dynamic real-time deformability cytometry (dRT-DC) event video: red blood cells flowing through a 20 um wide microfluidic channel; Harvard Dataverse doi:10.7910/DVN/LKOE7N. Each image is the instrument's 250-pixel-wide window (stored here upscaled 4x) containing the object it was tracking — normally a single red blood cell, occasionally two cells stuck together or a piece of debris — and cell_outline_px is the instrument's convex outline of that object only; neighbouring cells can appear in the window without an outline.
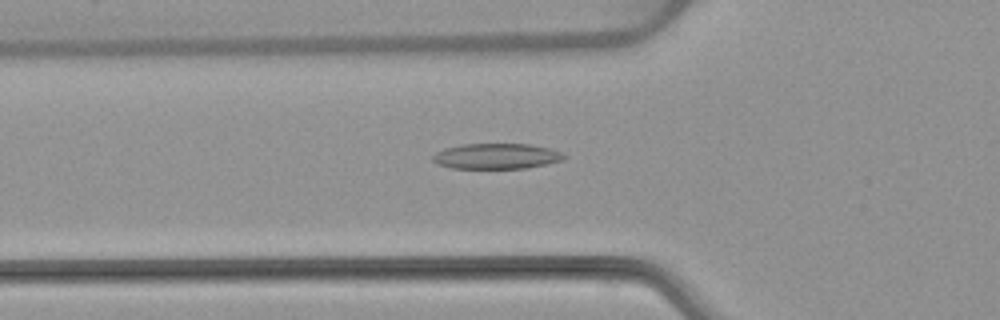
{"species": "common noctule bat (a hibernating species)", "species_latin": "Nyctalus noctula", "temperature_condition": "warm", "stored_images_in_passage": 53, "camera_frame_rate_fps": 3000, "um_per_image_px": 0.085, "animal": {"sex": "female", "body_mass_g": 22.7, "forearm_length_mm": 54.2}, "frame": {"image": 1, "passage_image": 19, "time_ms": 6.0, "image_size_px": [1000, 320], "cell_outline_px": [[568, 156], [564, 160], [528, 168], [452, 168], [436, 164], [432, 160], [432, 156], [436, 152], [444, 148], [464, 144], [528, 144], [548, 148], [560, 152]], "centroid_in_image_um": [42.19, 13.28], "position_along_channel_um": 83.6, "area_um2": 19.54}}
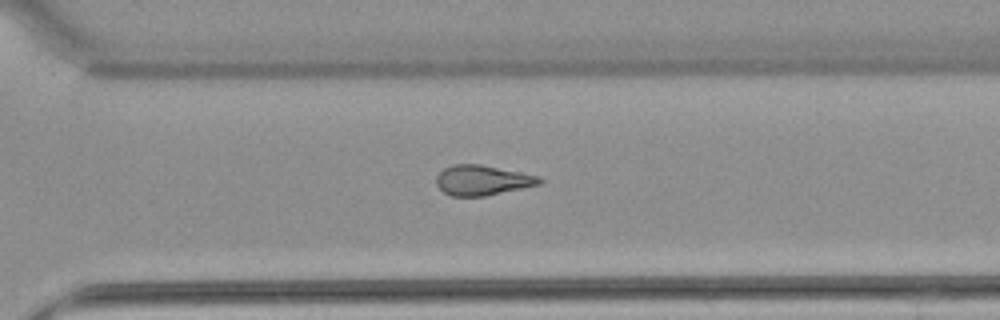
{"frame": {"image": 2, "passage_image": 38, "time_ms": 12.333, "image_size_px": [1000, 320], "cell_outline_px": [[544, 180], [540, 184], [484, 196], [452, 196], [444, 192], [436, 184], [436, 176], [444, 168], [452, 164], [480, 164], [540, 176]], "centroid_in_image_um": [40.99, 15.31], "position_along_channel_um": 329.6, "area_um2": 17.98}}
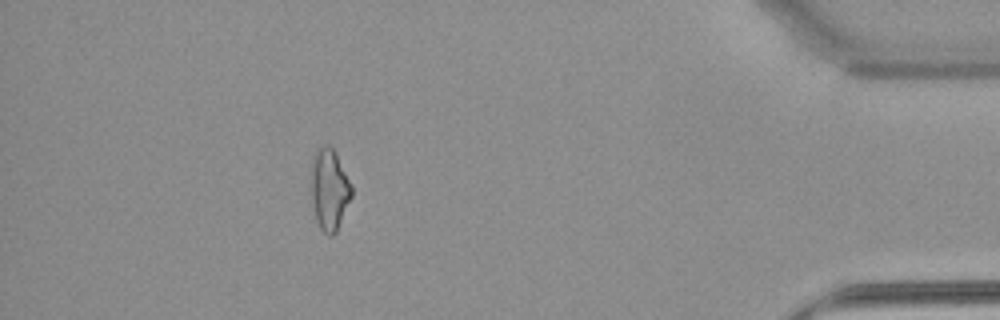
{"frame": {"image": 3, "passage_image": 48, "time_ms": 15.667, "image_size_px": [1000, 320], "cell_outline_px": [[352, 196], [336, 232], [332, 236], [328, 236], [320, 228], [316, 220], [312, 204], [312, 160], [316, 148], [324, 144], [332, 148], [352, 184]], "centroid_in_image_um": [28.0, 16.12], "position_along_channel_um": 407.2, "area_um2": 19.02}, "authors_computed_cell_mechanics": {"area_um2": 19.0162, "velocity_mm_per_s": 3.8767, "shape_relaxation_time_tau1_ms": null, "shape_relaxation_time_tau2_ms": 4.5998, "deformation_change_tau1": null, "deformation_change_tau2": 0.148}}